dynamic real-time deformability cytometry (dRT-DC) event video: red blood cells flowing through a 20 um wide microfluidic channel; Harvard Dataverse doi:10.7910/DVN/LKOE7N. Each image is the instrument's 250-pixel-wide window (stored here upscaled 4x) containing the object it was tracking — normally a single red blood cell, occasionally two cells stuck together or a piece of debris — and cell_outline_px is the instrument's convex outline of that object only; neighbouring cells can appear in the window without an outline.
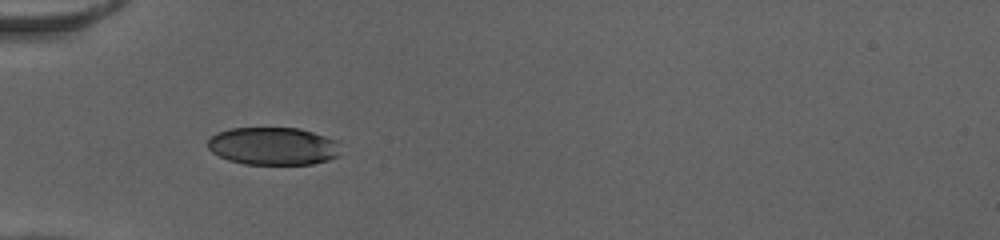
{"species": "human", "species_latin": "Homo sapiens", "temperature_condition": "cold", "stored_images_in_passage": 35, "camera_frame_rate_fps": 3000, "um_per_image_px": 0.085, "donor": {"sex": "female"}, "frame": {"image": 1, "passage_image": 1, "time_ms": 0.0, "image_size_px": [1000, 240], "cell_outline_px": [[336, 156], [328, 160], [312, 164], [244, 164], [228, 160], [212, 152], [208, 148], [208, 140], [212, 136], [220, 132], [232, 128], [300, 128], [336, 140]], "centroid_in_image_um": [23.17, 12.42], "position_along_channel_um": 61.8, "area_um2": 28.78}}
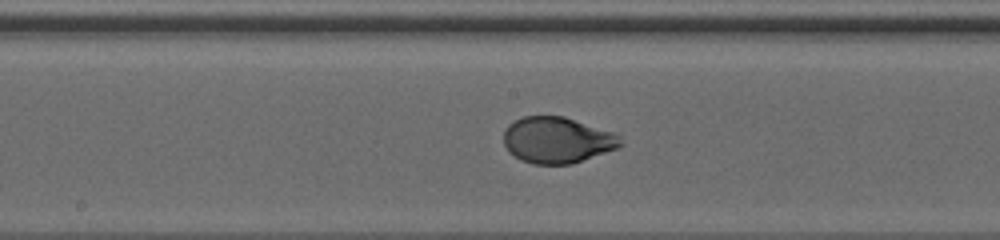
{"frame": {"image": 2, "passage_image": 12, "time_ms": 3.667, "image_size_px": [1000, 240], "cell_outline_px": [[624, 144], [620, 148], [572, 164], [532, 164], [520, 160], [508, 152], [504, 144], [504, 132], [508, 124], [524, 116], [564, 116], [612, 132], [620, 136]], "centroid_in_image_um": [47.37, 11.92], "position_along_channel_um": 200.8, "area_um2": 31.67}}
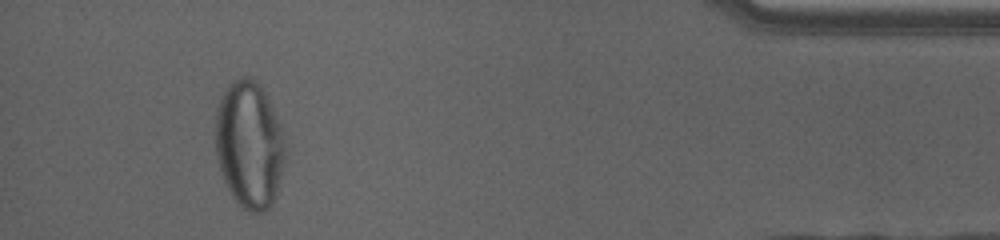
{"frame": {"image": 3, "passage_image": 32, "time_ms": 10.333, "image_size_px": [1000, 240], "cell_outline_px": [[288, 148], [276, 196], [272, 204], [264, 212], [248, 212], [240, 208], [232, 196], [224, 180], [216, 156], [216, 108], [220, 96], [228, 84], [232, 80], [244, 76], [248, 76], [256, 80], [264, 92], [276, 116]], "centroid_in_image_um": [21.2, 12.31], "position_along_channel_um": 414.0, "area_um2": 52.19}, "authors_computed_cell_mechanics": {"area_um2": 32.3102, "velocity_mm_per_s": 3.9606, "shape_relaxation_time_tau1_ms": 3.7706, "shape_relaxation_time_tau2_ms": null, "deformation_change_tau1": 0.1903, "deformation_change_tau2": null}}